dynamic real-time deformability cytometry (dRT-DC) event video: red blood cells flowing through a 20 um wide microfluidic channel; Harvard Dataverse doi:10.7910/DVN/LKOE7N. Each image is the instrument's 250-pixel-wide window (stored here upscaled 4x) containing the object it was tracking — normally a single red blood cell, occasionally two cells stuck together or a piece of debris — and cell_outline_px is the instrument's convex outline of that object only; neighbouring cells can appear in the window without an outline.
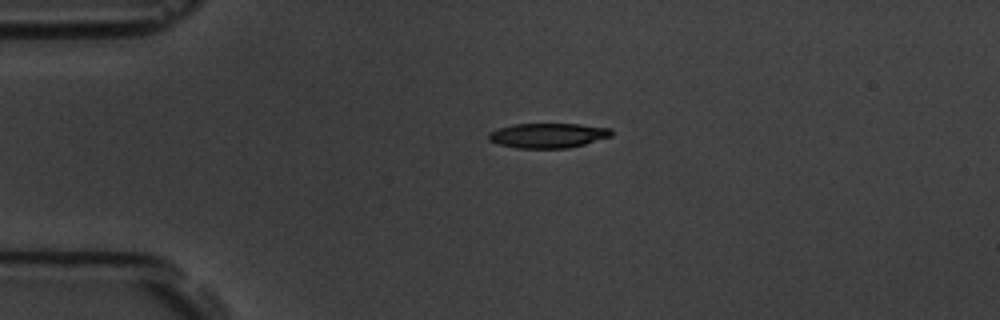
{"species": "common noctule bat (a hibernating species)", "species_latin": "Nyctalus noctula", "temperature_condition": "room temperature", "stored_images_in_passage": 2, "camera_frame_rate_fps": 3000, "um_per_image_px": 0.085, "animal": {"sex": "male", "body_mass_g": 19.5, "forearm_length_mm": 54.6}, "frame": {"image": 1, "passage_image": 1, "time_ms": 0.0, "image_size_px": [1000, 320], "cell_outline_px": [[612, 136], [584, 144], [568, 148], [516, 148], [500, 144], [488, 140], [488, 132], [512, 124], [580, 124], [612, 128]], "centroid_in_image_um": [46.58, 11.51], "position_along_channel_um": 38.4, "area_um2": 17.74}}